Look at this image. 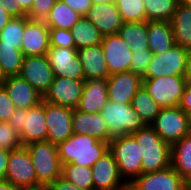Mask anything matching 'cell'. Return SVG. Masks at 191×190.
Returning a JSON list of instances; mask_svg holds the SVG:
<instances>
[{"label": "cell", "mask_w": 191, "mask_h": 190, "mask_svg": "<svg viewBox=\"0 0 191 190\" xmlns=\"http://www.w3.org/2000/svg\"><path fill=\"white\" fill-rule=\"evenodd\" d=\"M146 21H171L179 0H143Z\"/></svg>", "instance_id": "d6a6232c"}, {"label": "cell", "mask_w": 191, "mask_h": 190, "mask_svg": "<svg viewBox=\"0 0 191 190\" xmlns=\"http://www.w3.org/2000/svg\"><path fill=\"white\" fill-rule=\"evenodd\" d=\"M46 56L55 76L85 80L76 48L50 47Z\"/></svg>", "instance_id": "9a60e30c"}, {"label": "cell", "mask_w": 191, "mask_h": 190, "mask_svg": "<svg viewBox=\"0 0 191 190\" xmlns=\"http://www.w3.org/2000/svg\"><path fill=\"white\" fill-rule=\"evenodd\" d=\"M47 123L46 141L59 144L73 135L72 118L74 109L44 101Z\"/></svg>", "instance_id": "7c38bea8"}, {"label": "cell", "mask_w": 191, "mask_h": 190, "mask_svg": "<svg viewBox=\"0 0 191 190\" xmlns=\"http://www.w3.org/2000/svg\"><path fill=\"white\" fill-rule=\"evenodd\" d=\"M92 2L95 4H100V3L107 4L110 2H115V0H92Z\"/></svg>", "instance_id": "f5cc1de1"}, {"label": "cell", "mask_w": 191, "mask_h": 190, "mask_svg": "<svg viewBox=\"0 0 191 190\" xmlns=\"http://www.w3.org/2000/svg\"><path fill=\"white\" fill-rule=\"evenodd\" d=\"M62 177L82 190H94L92 167L72 163L62 165Z\"/></svg>", "instance_id": "836d02e7"}, {"label": "cell", "mask_w": 191, "mask_h": 190, "mask_svg": "<svg viewBox=\"0 0 191 190\" xmlns=\"http://www.w3.org/2000/svg\"><path fill=\"white\" fill-rule=\"evenodd\" d=\"M185 86L184 76L143 78V87L161 108L179 106Z\"/></svg>", "instance_id": "52a82bcc"}, {"label": "cell", "mask_w": 191, "mask_h": 190, "mask_svg": "<svg viewBox=\"0 0 191 190\" xmlns=\"http://www.w3.org/2000/svg\"><path fill=\"white\" fill-rule=\"evenodd\" d=\"M187 121H188V131L191 134V112L187 114Z\"/></svg>", "instance_id": "db71d44e"}, {"label": "cell", "mask_w": 191, "mask_h": 190, "mask_svg": "<svg viewBox=\"0 0 191 190\" xmlns=\"http://www.w3.org/2000/svg\"><path fill=\"white\" fill-rule=\"evenodd\" d=\"M180 3L191 5V0H179Z\"/></svg>", "instance_id": "11a10c76"}, {"label": "cell", "mask_w": 191, "mask_h": 190, "mask_svg": "<svg viewBox=\"0 0 191 190\" xmlns=\"http://www.w3.org/2000/svg\"><path fill=\"white\" fill-rule=\"evenodd\" d=\"M131 105L146 125H150L161 110L143 86L136 91Z\"/></svg>", "instance_id": "1f68e13d"}, {"label": "cell", "mask_w": 191, "mask_h": 190, "mask_svg": "<svg viewBox=\"0 0 191 190\" xmlns=\"http://www.w3.org/2000/svg\"><path fill=\"white\" fill-rule=\"evenodd\" d=\"M150 126L170 145L189 134L187 114L179 106L161 108Z\"/></svg>", "instance_id": "ba28073f"}, {"label": "cell", "mask_w": 191, "mask_h": 190, "mask_svg": "<svg viewBox=\"0 0 191 190\" xmlns=\"http://www.w3.org/2000/svg\"><path fill=\"white\" fill-rule=\"evenodd\" d=\"M33 0H17V7L27 16V12L31 9Z\"/></svg>", "instance_id": "681fc988"}, {"label": "cell", "mask_w": 191, "mask_h": 190, "mask_svg": "<svg viewBox=\"0 0 191 190\" xmlns=\"http://www.w3.org/2000/svg\"><path fill=\"white\" fill-rule=\"evenodd\" d=\"M131 190H189L191 185L172 167L142 173L129 184Z\"/></svg>", "instance_id": "8fae6325"}, {"label": "cell", "mask_w": 191, "mask_h": 190, "mask_svg": "<svg viewBox=\"0 0 191 190\" xmlns=\"http://www.w3.org/2000/svg\"><path fill=\"white\" fill-rule=\"evenodd\" d=\"M25 17L12 18L0 32L1 46H14L21 50Z\"/></svg>", "instance_id": "e575fe53"}, {"label": "cell", "mask_w": 191, "mask_h": 190, "mask_svg": "<svg viewBox=\"0 0 191 190\" xmlns=\"http://www.w3.org/2000/svg\"><path fill=\"white\" fill-rule=\"evenodd\" d=\"M86 18L105 35L118 34L123 24L115 2L95 4L89 8Z\"/></svg>", "instance_id": "44dd1931"}, {"label": "cell", "mask_w": 191, "mask_h": 190, "mask_svg": "<svg viewBox=\"0 0 191 190\" xmlns=\"http://www.w3.org/2000/svg\"><path fill=\"white\" fill-rule=\"evenodd\" d=\"M171 166L191 185V134L171 145Z\"/></svg>", "instance_id": "4316f807"}, {"label": "cell", "mask_w": 191, "mask_h": 190, "mask_svg": "<svg viewBox=\"0 0 191 190\" xmlns=\"http://www.w3.org/2000/svg\"><path fill=\"white\" fill-rule=\"evenodd\" d=\"M48 190H82L67 181L64 177L57 178L54 182L47 186Z\"/></svg>", "instance_id": "ee69618b"}, {"label": "cell", "mask_w": 191, "mask_h": 190, "mask_svg": "<svg viewBox=\"0 0 191 190\" xmlns=\"http://www.w3.org/2000/svg\"><path fill=\"white\" fill-rule=\"evenodd\" d=\"M5 180L18 188L40 186L30 154L25 146L10 151Z\"/></svg>", "instance_id": "30bf717a"}, {"label": "cell", "mask_w": 191, "mask_h": 190, "mask_svg": "<svg viewBox=\"0 0 191 190\" xmlns=\"http://www.w3.org/2000/svg\"><path fill=\"white\" fill-rule=\"evenodd\" d=\"M109 150L113 153L120 175L127 184L142 174L140 147L131 134L113 137Z\"/></svg>", "instance_id": "277c9868"}, {"label": "cell", "mask_w": 191, "mask_h": 190, "mask_svg": "<svg viewBox=\"0 0 191 190\" xmlns=\"http://www.w3.org/2000/svg\"><path fill=\"white\" fill-rule=\"evenodd\" d=\"M40 185L48 186L62 176V165L59 159L57 144L47 141L34 142L25 146Z\"/></svg>", "instance_id": "5b68a950"}, {"label": "cell", "mask_w": 191, "mask_h": 190, "mask_svg": "<svg viewBox=\"0 0 191 190\" xmlns=\"http://www.w3.org/2000/svg\"><path fill=\"white\" fill-rule=\"evenodd\" d=\"M24 57L20 49L0 43V80L19 75Z\"/></svg>", "instance_id": "4dcf8cb0"}, {"label": "cell", "mask_w": 191, "mask_h": 190, "mask_svg": "<svg viewBox=\"0 0 191 190\" xmlns=\"http://www.w3.org/2000/svg\"><path fill=\"white\" fill-rule=\"evenodd\" d=\"M13 17L0 7V32Z\"/></svg>", "instance_id": "c3c4849f"}, {"label": "cell", "mask_w": 191, "mask_h": 190, "mask_svg": "<svg viewBox=\"0 0 191 190\" xmlns=\"http://www.w3.org/2000/svg\"><path fill=\"white\" fill-rule=\"evenodd\" d=\"M71 33L77 50L102 43L103 35L86 16H81Z\"/></svg>", "instance_id": "f546056e"}, {"label": "cell", "mask_w": 191, "mask_h": 190, "mask_svg": "<svg viewBox=\"0 0 191 190\" xmlns=\"http://www.w3.org/2000/svg\"><path fill=\"white\" fill-rule=\"evenodd\" d=\"M15 109L7 91L0 84V122H8Z\"/></svg>", "instance_id": "60d3db41"}, {"label": "cell", "mask_w": 191, "mask_h": 190, "mask_svg": "<svg viewBox=\"0 0 191 190\" xmlns=\"http://www.w3.org/2000/svg\"><path fill=\"white\" fill-rule=\"evenodd\" d=\"M50 48L49 27L44 21L25 17L21 51L25 57L45 55Z\"/></svg>", "instance_id": "d6986e66"}, {"label": "cell", "mask_w": 191, "mask_h": 190, "mask_svg": "<svg viewBox=\"0 0 191 190\" xmlns=\"http://www.w3.org/2000/svg\"><path fill=\"white\" fill-rule=\"evenodd\" d=\"M8 123L20 136L23 146L34 142L46 141L47 123L44 100L29 109H15Z\"/></svg>", "instance_id": "3957f363"}, {"label": "cell", "mask_w": 191, "mask_h": 190, "mask_svg": "<svg viewBox=\"0 0 191 190\" xmlns=\"http://www.w3.org/2000/svg\"><path fill=\"white\" fill-rule=\"evenodd\" d=\"M153 53L147 50L135 51L132 53L130 71L141 75L142 77L146 74V70L150 65Z\"/></svg>", "instance_id": "74e56055"}, {"label": "cell", "mask_w": 191, "mask_h": 190, "mask_svg": "<svg viewBox=\"0 0 191 190\" xmlns=\"http://www.w3.org/2000/svg\"><path fill=\"white\" fill-rule=\"evenodd\" d=\"M72 129L73 134L89 135L107 143H110L113 138L100 113H86L74 109Z\"/></svg>", "instance_id": "7402d4cb"}, {"label": "cell", "mask_w": 191, "mask_h": 190, "mask_svg": "<svg viewBox=\"0 0 191 190\" xmlns=\"http://www.w3.org/2000/svg\"><path fill=\"white\" fill-rule=\"evenodd\" d=\"M148 49L153 53L168 51L174 44L170 21H147Z\"/></svg>", "instance_id": "d4e9b609"}, {"label": "cell", "mask_w": 191, "mask_h": 190, "mask_svg": "<svg viewBox=\"0 0 191 190\" xmlns=\"http://www.w3.org/2000/svg\"><path fill=\"white\" fill-rule=\"evenodd\" d=\"M20 190H46V186L40 185L36 187L20 188Z\"/></svg>", "instance_id": "816d5d0a"}, {"label": "cell", "mask_w": 191, "mask_h": 190, "mask_svg": "<svg viewBox=\"0 0 191 190\" xmlns=\"http://www.w3.org/2000/svg\"><path fill=\"white\" fill-rule=\"evenodd\" d=\"M69 7L81 16H86L89 8L92 6V0H63Z\"/></svg>", "instance_id": "b9f144b4"}, {"label": "cell", "mask_w": 191, "mask_h": 190, "mask_svg": "<svg viewBox=\"0 0 191 190\" xmlns=\"http://www.w3.org/2000/svg\"><path fill=\"white\" fill-rule=\"evenodd\" d=\"M131 135L140 147L142 173L160 171L171 166V145L150 125Z\"/></svg>", "instance_id": "7a4b0ae2"}, {"label": "cell", "mask_w": 191, "mask_h": 190, "mask_svg": "<svg viewBox=\"0 0 191 190\" xmlns=\"http://www.w3.org/2000/svg\"><path fill=\"white\" fill-rule=\"evenodd\" d=\"M101 45L110 75L130 71L132 51L119 34L103 36Z\"/></svg>", "instance_id": "e0dca14e"}, {"label": "cell", "mask_w": 191, "mask_h": 190, "mask_svg": "<svg viewBox=\"0 0 191 190\" xmlns=\"http://www.w3.org/2000/svg\"><path fill=\"white\" fill-rule=\"evenodd\" d=\"M19 76L42 96L48 91L55 78L46 54L24 57Z\"/></svg>", "instance_id": "4fadbf2b"}, {"label": "cell", "mask_w": 191, "mask_h": 190, "mask_svg": "<svg viewBox=\"0 0 191 190\" xmlns=\"http://www.w3.org/2000/svg\"><path fill=\"white\" fill-rule=\"evenodd\" d=\"M94 190H119L128 184L120 175L113 153L108 150L92 166Z\"/></svg>", "instance_id": "2e32d148"}, {"label": "cell", "mask_w": 191, "mask_h": 190, "mask_svg": "<svg viewBox=\"0 0 191 190\" xmlns=\"http://www.w3.org/2000/svg\"><path fill=\"white\" fill-rule=\"evenodd\" d=\"M16 109H29L38 105L43 96L19 75L0 80Z\"/></svg>", "instance_id": "ffe728a7"}, {"label": "cell", "mask_w": 191, "mask_h": 190, "mask_svg": "<svg viewBox=\"0 0 191 190\" xmlns=\"http://www.w3.org/2000/svg\"><path fill=\"white\" fill-rule=\"evenodd\" d=\"M100 114L113 137L133 134L147 126L131 103L107 101Z\"/></svg>", "instance_id": "8992f818"}, {"label": "cell", "mask_w": 191, "mask_h": 190, "mask_svg": "<svg viewBox=\"0 0 191 190\" xmlns=\"http://www.w3.org/2000/svg\"><path fill=\"white\" fill-rule=\"evenodd\" d=\"M123 22L146 21L143 0H115Z\"/></svg>", "instance_id": "d590c367"}, {"label": "cell", "mask_w": 191, "mask_h": 190, "mask_svg": "<svg viewBox=\"0 0 191 190\" xmlns=\"http://www.w3.org/2000/svg\"><path fill=\"white\" fill-rule=\"evenodd\" d=\"M85 79H107L110 74L102 45H94L77 50Z\"/></svg>", "instance_id": "cb8c5ba5"}, {"label": "cell", "mask_w": 191, "mask_h": 190, "mask_svg": "<svg viewBox=\"0 0 191 190\" xmlns=\"http://www.w3.org/2000/svg\"><path fill=\"white\" fill-rule=\"evenodd\" d=\"M143 86V77L132 71H124L107 78L108 101L131 103L136 91Z\"/></svg>", "instance_id": "ac0fdd59"}, {"label": "cell", "mask_w": 191, "mask_h": 190, "mask_svg": "<svg viewBox=\"0 0 191 190\" xmlns=\"http://www.w3.org/2000/svg\"><path fill=\"white\" fill-rule=\"evenodd\" d=\"M57 147L61 165L72 163L92 167L109 150V143L89 135L73 134Z\"/></svg>", "instance_id": "6da1fadb"}, {"label": "cell", "mask_w": 191, "mask_h": 190, "mask_svg": "<svg viewBox=\"0 0 191 190\" xmlns=\"http://www.w3.org/2000/svg\"><path fill=\"white\" fill-rule=\"evenodd\" d=\"M80 18L63 0H57L44 22L49 28L71 30Z\"/></svg>", "instance_id": "83f0119b"}, {"label": "cell", "mask_w": 191, "mask_h": 190, "mask_svg": "<svg viewBox=\"0 0 191 190\" xmlns=\"http://www.w3.org/2000/svg\"><path fill=\"white\" fill-rule=\"evenodd\" d=\"M119 190H131V188H130V186H129V184H128L127 186H125V187H123V188H121V189H119Z\"/></svg>", "instance_id": "9f6ffc18"}, {"label": "cell", "mask_w": 191, "mask_h": 190, "mask_svg": "<svg viewBox=\"0 0 191 190\" xmlns=\"http://www.w3.org/2000/svg\"><path fill=\"white\" fill-rule=\"evenodd\" d=\"M179 107L186 113L191 112V85L186 84Z\"/></svg>", "instance_id": "f6af8a7d"}, {"label": "cell", "mask_w": 191, "mask_h": 190, "mask_svg": "<svg viewBox=\"0 0 191 190\" xmlns=\"http://www.w3.org/2000/svg\"><path fill=\"white\" fill-rule=\"evenodd\" d=\"M50 47L75 48L71 30L49 28Z\"/></svg>", "instance_id": "f35d334b"}, {"label": "cell", "mask_w": 191, "mask_h": 190, "mask_svg": "<svg viewBox=\"0 0 191 190\" xmlns=\"http://www.w3.org/2000/svg\"><path fill=\"white\" fill-rule=\"evenodd\" d=\"M118 34L130 46L132 53L148 49L147 21L123 22Z\"/></svg>", "instance_id": "f1b7e54d"}, {"label": "cell", "mask_w": 191, "mask_h": 190, "mask_svg": "<svg viewBox=\"0 0 191 190\" xmlns=\"http://www.w3.org/2000/svg\"><path fill=\"white\" fill-rule=\"evenodd\" d=\"M19 134L8 122H0V148L8 151L22 147Z\"/></svg>", "instance_id": "8d00e7d4"}, {"label": "cell", "mask_w": 191, "mask_h": 190, "mask_svg": "<svg viewBox=\"0 0 191 190\" xmlns=\"http://www.w3.org/2000/svg\"><path fill=\"white\" fill-rule=\"evenodd\" d=\"M85 80L55 76L43 100L59 106L76 109L82 96Z\"/></svg>", "instance_id": "5bb4252c"}, {"label": "cell", "mask_w": 191, "mask_h": 190, "mask_svg": "<svg viewBox=\"0 0 191 190\" xmlns=\"http://www.w3.org/2000/svg\"><path fill=\"white\" fill-rule=\"evenodd\" d=\"M0 190H20V188L11 185L7 180L0 181Z\"/></svg>", "instance_id": "f907efd6"}, {"label": "cell", "mask_w": 191, "mask_h": 190, "mask_svg": "<svg viewBox=\"0 0 191 190\" xmlns=\"http://www.w3.org/2000/svg\"><path fill=\"white\" fill-rule=\"evenodd\" d=\"M0 7L5 9L13 18L26 17V15L17 7V0H0Z\"/></svg>", "instance_id": "7bdbcfd3"}, {"label": "cell", "mask_w": 191, "mask_h": 190, "mask_svg": "<svg viewBox=\"0 0 191 190\" xmlns=\"http://www.w3.org/2000/svg\"><path fill=\"white\" fill-rule=\"evenodd\" d=\"M170 22L175 44L191 49V5L179 2Z\"/></svg>", "instance_id": "484cf974"}, {"label": "cell", "mask_w": 191, "mask_h": 190, "mask_svg": "<svg viewBox=\"0 0 191 190\" xmlns=\"http://www.w3.org/2000/svg\"><path fill=\"white\" fill-rule=\"evenodd\" d=\"M184 77L186 84L191 85V49H188Z\"/></svg>", "instance_id": "7dc6e473"}, {"label": "cell", "mask_w": 191, "mask_h": 190, "mask_svg": "<svg viewBox=\"0 0 191 190\" xmlns=\"http://www.w3.org/2000/svg\"><path fill=\"white\" fill-rule=\"evenodd\" d=\"M188 49L174 44L168 51L153 54L143 78L184 76Z\"/></svg>", "instance_id": "9c48e42d"}, {"label": "cell", "mask_w": 191, "mask_h": 190, "mask_svg": "<svg viewBox=\"0 0 191 190\" xmlns=\"http://www.w3.org/2000/svg\"><path fill=\"white\" fill-rule=\"evenodd\" d=\"M57 0H33L27 17L31 20L44 21Z\"/></svg>", "instance_id": "ab89813d"}, {"label": "cell", "mask_w": 191, "mask_h": 190, "mask_svg": "<svg viewBox=\"0 0 191 190\" xmlns=\"http://www.w3.org/2000/svg\"><path fill=\"white\" fill-rule=\"evenodd\" d=\"M10 151L0 148V181L5 180Z\"/></svg>", "instance_id": "bcb514c9"}, {"label": "cell", "mask_w": 191, "mask_h": 190, "mask_svg": "<svg viewBox=\"0 0 191 190\" xmlns=\"http://www.w3.org/2000/svg\"><path fill=\"white\" fill-rule=\"evenodd\" d=\"M107 101V79H85L76 109L86 113H100Z\"/></svg>", "instance_id": "603a6c76"}]
</instances>
